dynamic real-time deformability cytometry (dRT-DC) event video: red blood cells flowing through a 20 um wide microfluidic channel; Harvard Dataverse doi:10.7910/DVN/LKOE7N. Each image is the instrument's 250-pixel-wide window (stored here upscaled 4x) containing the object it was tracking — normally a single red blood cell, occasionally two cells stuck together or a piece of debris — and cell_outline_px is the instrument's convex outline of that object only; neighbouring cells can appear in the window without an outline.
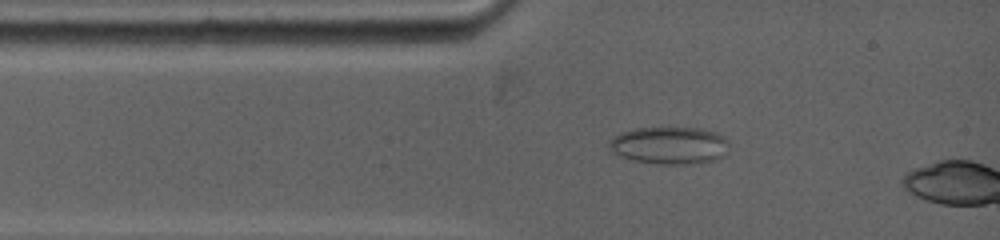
{"species": "common noctule bat (a hibernating species)", "species_latin": "Nyctalus noctula", "temperature_condition": "warm", "stored_images_in_passage": 9, "camera_frame_rate_fps": 5000, "um_per_image_px": 0.085, "animal": {"sex": "female", "body_mass_g": 19.0, "forearm_length_mm": 53.3}, "frame": {"image": 1, "passage_image": 7, "time_ms": 1.4, "image_size_px": [1000, 240], "cell_outline_px": [[728, 144], [724, 156], [716, 160], [684, 164], [660, 164], [632, 160], [620, 156], [608, 148], [608, 144], [620, 132], [636, 128], [660, 124], [700, 128], [716, 132], [724, 136], [728, 140]], "centroid_in_image_um": [56.91, 12.3], "position_along_channel_um": 28.1, "area_um2": 26.99}}